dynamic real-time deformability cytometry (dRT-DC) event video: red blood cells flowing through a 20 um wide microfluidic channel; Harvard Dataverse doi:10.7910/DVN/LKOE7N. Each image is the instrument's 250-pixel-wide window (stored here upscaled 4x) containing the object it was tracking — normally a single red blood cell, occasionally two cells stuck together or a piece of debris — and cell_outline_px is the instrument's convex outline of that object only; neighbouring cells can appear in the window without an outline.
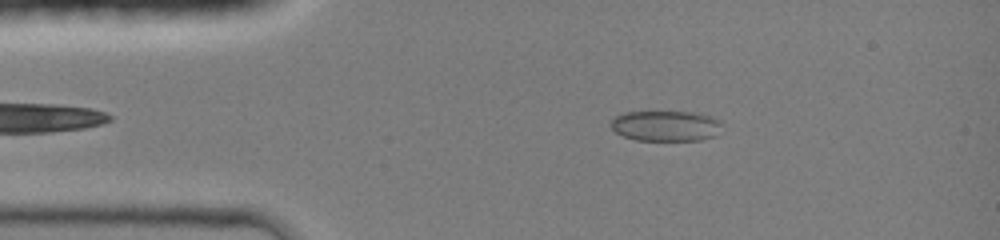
{"species": "common noctule bat (a hibernating species)", "species_latin": "Nyctalus noctula", "temperature_condition": "room temperature", "stored_images_in_passage": 38, "camera_frame_rate_fps": 3000, "um_per_image_px": 0.085, "animal": {"sex": "female", "body_mass_g": 19.0, "forearm_length_mm": 51.5}, "frame": {"image": 1, "passage_image": 7, "time_ms": 2.0, "image_size_px": [1000, 240], "cell_outline_px": [[720, 124], [716, 136], [700, 140], [636, 140], [624, 136], [616, 132], [608, 124], [616, 116], [624, 112], [692, 112], [712, 116], [720, 120]], "centroid_in_image_um": [56.57, 10.7], "position_along_channel_um": 28.4, "area_um2": 19.71}}
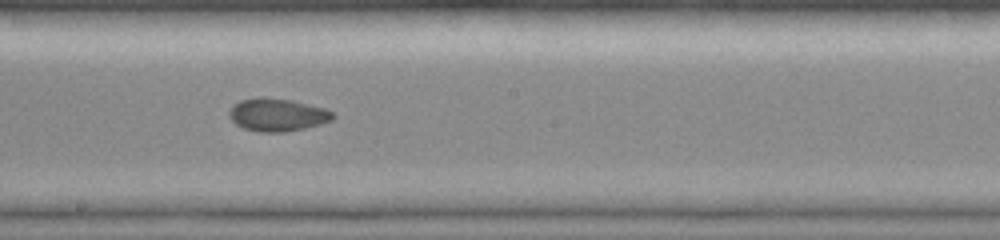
{"frame": {"image": 2, "passage_image": 24, "time_ms": 7.667, "image_size_px": [1000, 240], "cell_outline_px": [[336, 116], [332, 120], [320, 124], [304, 128], [284, 132], [260, 132], [244, 128], [236, 124], [228, 116], [228, 112], [232, 104], [240, 100], [260, 96], [292, 100], [324, 108], [332, 112]], "centroid_in_image_um": [23.54, 9.74], "position_along_channel_um": 224.7, "area_um2": 19.94}}
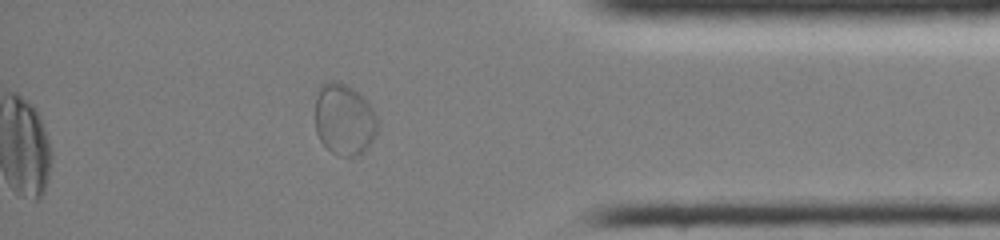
{"frame": {"image": 3, "passage_image": 38, "time_ms": 12.333, "image_size_px": [1000, 240], "cell_outline_px": [[380, 120], [376, 132], [372, 140], [356, 156], [340, 156], [332, 152], [320, 140], [316, 132], [316, 96], [320, 84], [328, 80], [336, 80], [352, 88], [372, 108]], "centroid_in_image_um": [29.24, 10.13], "position_along_channel_um": 406.0, "area_um2": 25.78}}